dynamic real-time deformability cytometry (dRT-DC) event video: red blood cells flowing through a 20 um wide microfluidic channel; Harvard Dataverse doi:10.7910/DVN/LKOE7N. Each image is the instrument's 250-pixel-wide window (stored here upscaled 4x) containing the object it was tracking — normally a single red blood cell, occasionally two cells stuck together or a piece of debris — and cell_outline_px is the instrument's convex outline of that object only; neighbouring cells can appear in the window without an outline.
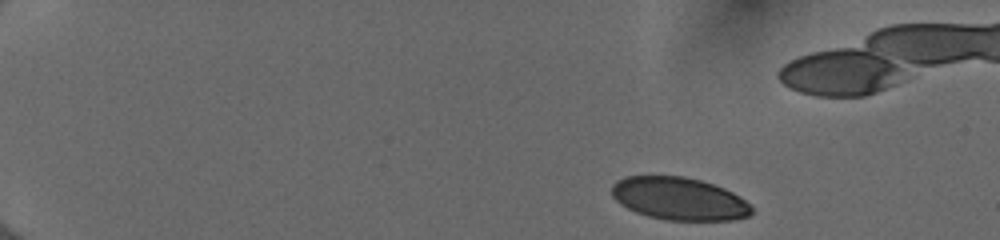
{"species": "human", "species_latin": "Homo sapiens", "temperature_condition": "cold", "stored_images_in_passage": 43, "camera_frame_rate_fps": 3000, "um_per_image_px": 0.085, "donor": {"sex": "female"}, "frame": {"image": 1, "passage_image": 2, "time_ms": 0.333, "image_size_px": [1000, 240], "cell_outline_px": [[752, 212], [748, 216], [732, 220], [668, 220], [648, 216], [636, 212], [620, 204], [612, 196], [612, 184], [616, 180], [624, 176], [684, 176], [700, 180], [724, 188], [740, 196], [752, 204]], "centroid_in_image_um": [57.73, 16.88], "position_along_channel_um": 27.3, "area_um2": 34.91}}
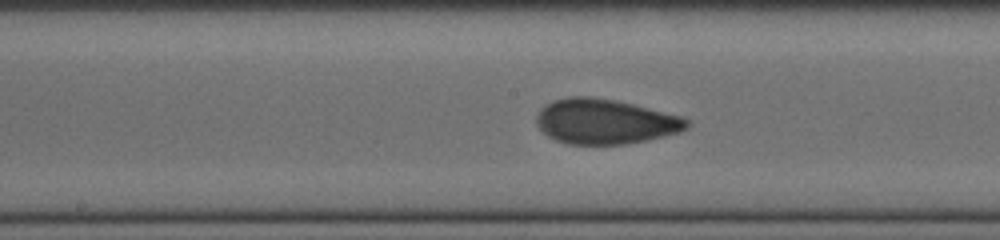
{"frame": {"image": 2, "passage_image": 24, "time_ms": 7.667, "image_size_px": [1000, 240], "cell_outline_px": [[692, 124], [688, 128], [680, 132], [648, 140], [628, 144], [568, 144], [556, 140], [548, 136], [536, 124], [536, 116], [540, 108], [544, 104], [552, 100], [568, 96], [588, 96], [612, 100], [632, 104], [680, 116], [688, 120]], "centroid_in_image_um": [51.41, 10.33], "position_along_channel_um": 196.8, "area_um2": 39.48}}
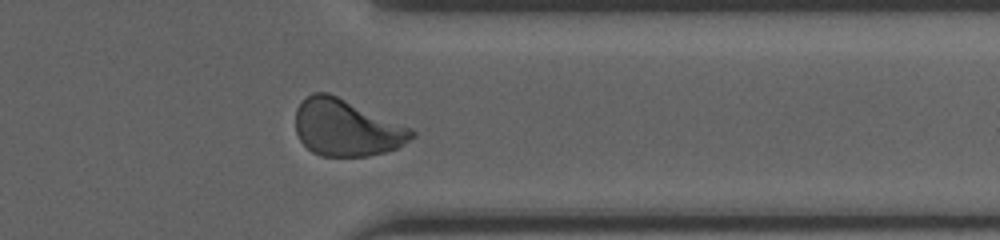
{"frame": {"image": 3, "passage_image": 38, "time_ms": 12.333, "image_size_px": [1000, 240], "cell_outline_px": [[416, 136], [404, 144], [396, 148], [384, 152], [368, 156], [320, 156], [312, 152], [300, 140], [296, 132], [296, 108], [300, 100], [312, 92], [328, 92], [412, 128], [416, 132]], "centroid_in_image_um": [29.44, 10.85], "position_along_channel_um": 382.0, "area_um2": 38.49}}